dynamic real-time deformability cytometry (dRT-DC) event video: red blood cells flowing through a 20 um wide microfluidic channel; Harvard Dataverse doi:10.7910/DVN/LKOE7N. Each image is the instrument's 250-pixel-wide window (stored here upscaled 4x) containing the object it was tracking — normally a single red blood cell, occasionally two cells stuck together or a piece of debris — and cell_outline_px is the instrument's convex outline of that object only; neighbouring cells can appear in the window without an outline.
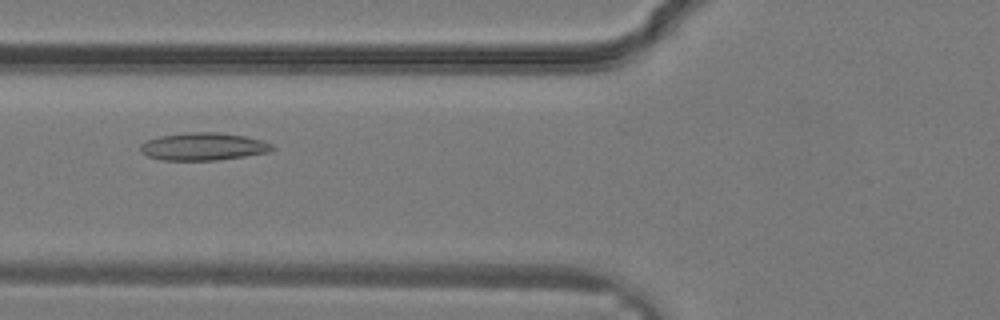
{"species": "common noctule bat (a hibernating species)", "species_latin": "Nyctalus noctula", "temperature_condition": "warm", "stored_images_in_passage": 28, "camera_frame_rate_fps": 3000, "um_per_image_px": 0.085, "animal": {"sex": "male", "body_mass_g": 19.2, "forearm_length_mm": 51.8}, "frame": {"image": 1, "passage_image": 9, "time_ms": 2.667, "image_size_px": [1000, 320], "cell_outline_px": [[276, 148], [268, 152], [244, 156], [216, 160], [160, 160], [148, 156], [140, 152], [140, 144], [148, 140], [160, 136], [188, 132], [216, 132], [244, 136], [260, 140], [272, 144]], "centroid_in_image_um": [17.26, 12.46], "position_along_channel_um": 108.5, "area_um2": 21.1}}
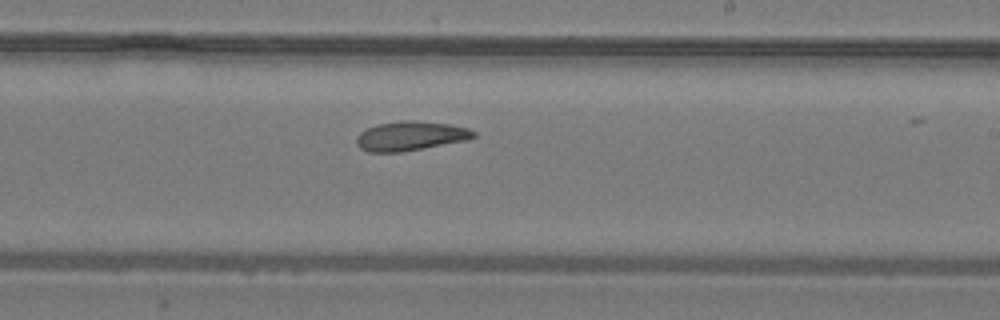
{"frame": {"image": 2, "passage_image": 16, "time_ms": 5.0, "image_size_px": [1000, 320], "cell_outline_px": [[476, 136], [468, 140], [400, 152], [368, 152], [360, 148], [356, 140], [356, 136], [360, 132], [376, 124], [404, 120], [416, 120], [448, 124], [468, 128], [476, 132]], "centroid_in_image_um": [34.89, 11.55], "position_along_channel_um": 254.1, "area_um2": 20.0}}
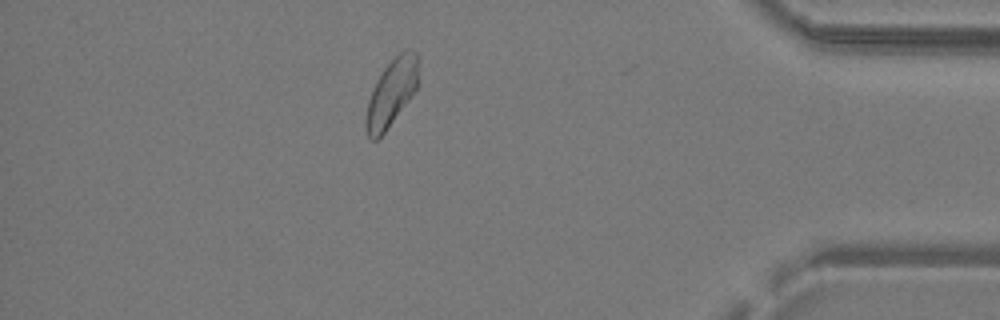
{"frame": {"image": 3, "passage_image": 25, "time_ms": 8.0, "image_size_px": [1000, 320], "cell_outline_px": [[416, 88], [408, 100], [384, 132], [376, 140], [372, 140], [368, 136], [364, 124], [364, 120], [368, 100], [372, 88], [376, 80], [384, 68], [400, 52], [408, 48], [416, 52]], "centroid_in_image_um": [33.21, 7.91], "position_along_channel_um": 402.0, "area_um2": 19.88}}